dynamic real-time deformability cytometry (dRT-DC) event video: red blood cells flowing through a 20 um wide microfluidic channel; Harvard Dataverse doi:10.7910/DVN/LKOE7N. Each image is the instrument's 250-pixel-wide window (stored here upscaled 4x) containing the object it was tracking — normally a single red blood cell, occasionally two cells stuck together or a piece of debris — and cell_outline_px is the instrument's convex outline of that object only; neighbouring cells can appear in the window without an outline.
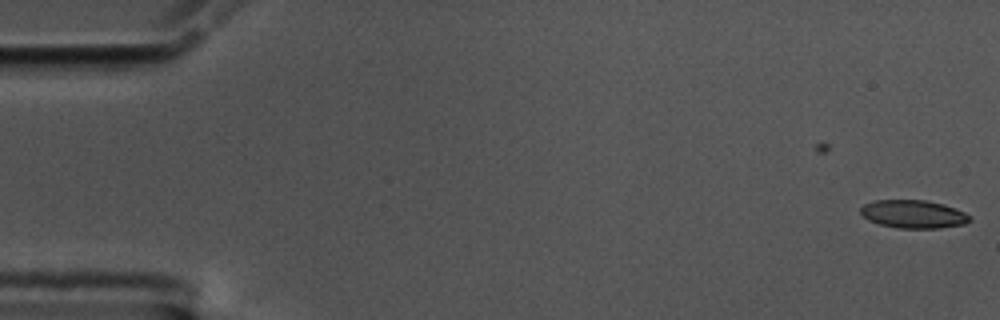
{"species": "common noctule bat (a hibernating species)", "species_latin": "Nyctalus noctula", "temperature_condition": "cold", "stored_images_in_passage": 3, "camera_frame_rate_fps": 3000, "um_per_image_px": 0.085, "animal": {"sex": "male", "body_mass_g": 17.5, "forearm_length_mm": 52.3}, "frame": {"image": 1, "passage_image": 3, "time_ms": 0.667, "image_size_px": [1000, 320], "cell_outline_px": [[972, 220], [964, 224], [940, 228], [896, 228], [880, 224], [868, 220], [860, 212], [860, 208], [864, 204], [872, 200], [924, 200], [944, 204], [956, 208], [972, 216]], "centroid_in_image_um": [77.66, 18.2], "position_along_channel_um": 7.3, "area_um2": 18.03}}